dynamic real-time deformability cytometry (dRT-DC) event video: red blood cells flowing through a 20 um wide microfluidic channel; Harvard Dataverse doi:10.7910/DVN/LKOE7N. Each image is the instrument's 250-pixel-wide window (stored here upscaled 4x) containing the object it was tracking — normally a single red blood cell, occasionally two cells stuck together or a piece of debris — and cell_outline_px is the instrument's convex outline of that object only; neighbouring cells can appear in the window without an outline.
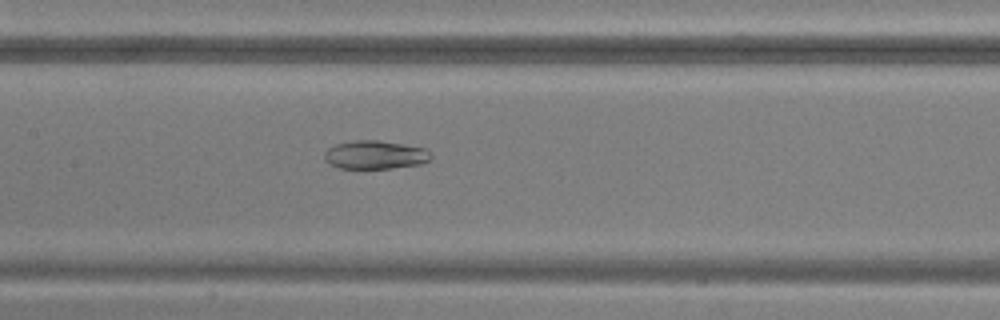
{"species": "common noctule bat (a hibernating species)", "species_latin": "Nyctalus noctula", "temperature_condition": "warm", "stored_images_in_passage": 50, "camera_frame_rate_fps": 3000, "um_per_image_px": 0.085, "animal": {"sex": "male", "body_mass_g": 20.5, "forearm_length_mm": 52.5}, "frame": {"image": 1, "passage_image": 24, "time_ms": 7.667, "image_size_px": [1000, 320], "cell_outline_px": [[432, 156], [428, 160], [420, 164], [392, 168], [340, 168], [324, 160], [324, 152], [328, 148], [336, 144], [352, 140], [376, 140], [428, 148]], "centroid_in_image_um": [31.89, 13.15], "position_along_channel_um": 175.5, "area_um2": 17.63}}
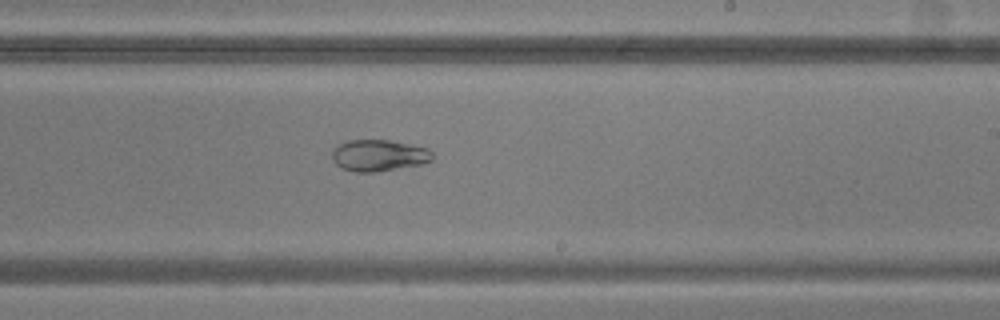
{"frame": {"image": 2, "passage_image": 30, "time_ms": 9.667, "image_size_px": [1000, 320], "cell_outline_px": [[432, 160], [420, 164], [376, 172], [356, 172], [340, 168], [332, 160], [332, 148], [348, 140], [388, 140], [428, 148], [432, 152]], "centroid_in_image_um": [32.15, 13.21], "position_along_channel_um": 256.8, "area_um2": 18.38}}
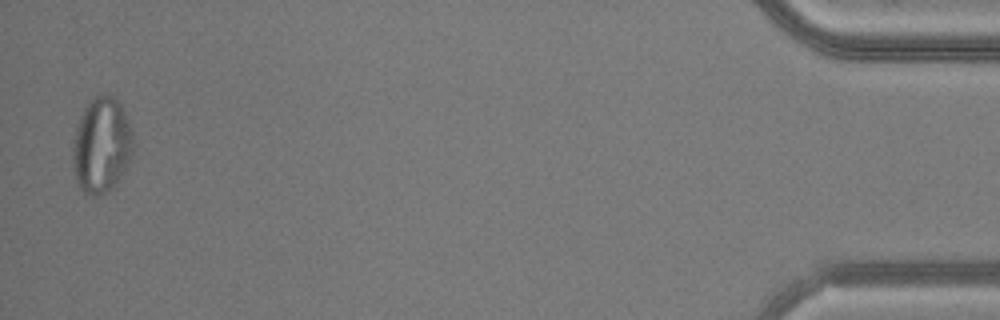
{"frame": {"image": 3, "passage_image": 49, "time_ms": 16.0, "image_size_px": [1000, 320], "cell_outline_px": [[132, 152], [128, 164], [124, 172], [116, 184], [112, 188], [96, 196], [92, 196], [84, 192], [76, 184], [72, 160], [72, 148], [76, 128], [80, 116], [84, 108], [92, 96], [104, 92], [116, 96], [128, 120], [132, 132]], "centroid_in_image_um": [8.61, 12.31], "position_along_channel_um": 426.6, "area_um2": 34.04}}